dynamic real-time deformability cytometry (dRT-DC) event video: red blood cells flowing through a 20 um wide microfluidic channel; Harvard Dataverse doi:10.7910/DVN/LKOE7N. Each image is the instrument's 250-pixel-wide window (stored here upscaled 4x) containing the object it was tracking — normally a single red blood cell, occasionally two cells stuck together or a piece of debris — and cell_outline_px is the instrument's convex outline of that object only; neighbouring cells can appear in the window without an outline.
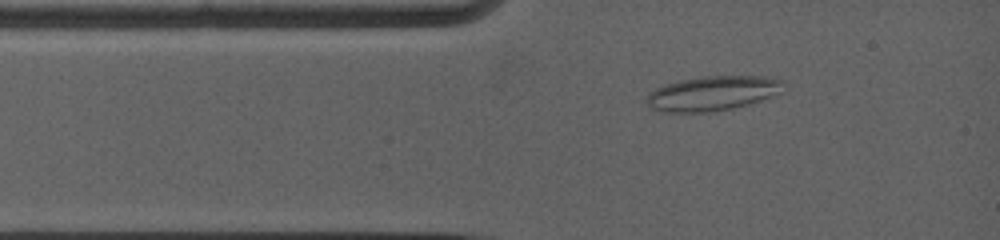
{"species": "common noctule bat (a hibernating species)", "species_latin": "Nyctalus noctula", "temperature_condition": "warm", "stored_images_in_passage": 56, "camera_frame_rate_fps": 5000, "um_per_image_px": 0.085, "animal": {"sex": "female", "body_mass_g": 19.0, "forearm_length_mm": 53.3}, "frame": {"image": 1, "passage_image": 1, "time_ms": 0.0, "image_size_px": [1000, 240], "cell_outline_px": [[784, 80], [776, 92], [768, 96], [732, 108], [716, 112], [660, 112], [652, 108], [644, 100], [648, 92], [664, 84], [680, 80], [704, 76], [772, 76]], "centroid_in_image_um": [60.44, 7.92], "position_along_channel_um": 24.6, "area_um2": 27.28}}
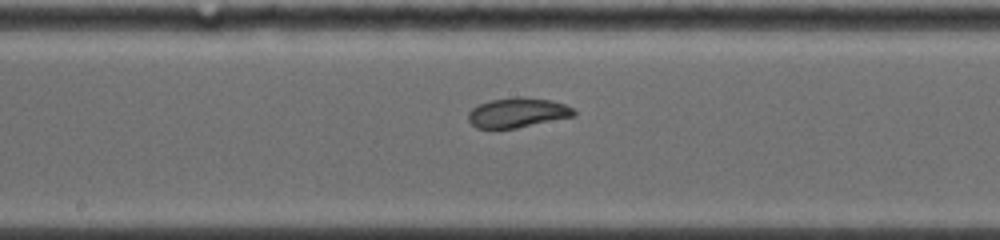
{"frame": {"image": 2, "passage_image": 30, "time_ms": 5.0, "image_size_px": [1000, 240], "cell_outline_px": [[576, 116], [516, 128], [476, 128], [468, 120], [468, 112], [472, 108], [480, 104], [492, 100], [516, 96], [520, 96], [552, 100], [564, 104], [572, 108], [576, 112]], "centroid_in_image_um": [44.01, 9.57], "position_along_channel_um": 204.2, "area_um2": 18.32}}
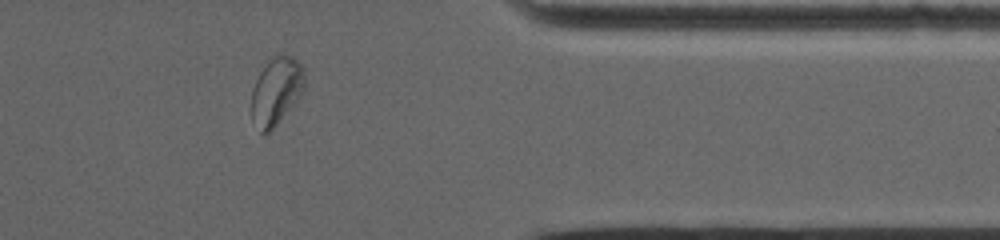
{"frame": {"image": 3, "passage_image": 51, "time_ms": 10.2, "image_size_px": [1000, 240], "cell_outline_px": [[304, 92], [276, 124], [268, 132], [260, 132], [252, 116], [252, 88], [260, 72], [268, 60], [276, 52], [284, 52], [292, 56], [304, 68]], "centroid_in_image_um": [23.5, 7.65], "position_along_channel_um": 387.9, "area_um2": 20.87}, "authors_computed_cell_mechanics": {"area_um2": 19.0162, "velocity_mm_per_s": 3.8371, "shape_relaxation_time_tau1_ms": null, "shape_relaxation_time_tau2_ms": 3.0183, "deformation_change_tau1": null, "deformation_change_tau2": 0.0575}}